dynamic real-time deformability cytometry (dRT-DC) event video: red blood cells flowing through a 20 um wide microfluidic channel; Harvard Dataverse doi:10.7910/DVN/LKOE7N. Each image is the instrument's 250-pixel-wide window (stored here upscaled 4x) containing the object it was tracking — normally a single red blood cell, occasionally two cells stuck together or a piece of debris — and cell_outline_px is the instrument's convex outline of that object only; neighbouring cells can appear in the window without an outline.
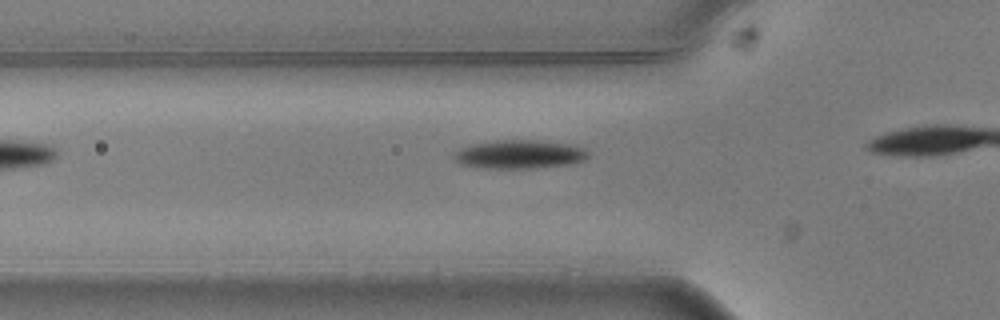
{"species": "common noctule bat (a hibernating species)", "species_latin": "Nyctalus noctula", "temperature_condition": "warm", "stored_images_in_passage": 5, "camera_frame_rate_fps": 3000, "um_per_image_px": 0.085, "animal": {"sex": "male", "body_mass_g": 20.5, "forearm_length_mm": 52.5}, "frame": {"image": 1, "passage_image": 4, "time_ms": 1.0, "image_size_px": [1000, 320], "cell_outline_px": [[588, 156], [584, 160], [572, 164], [532, 168], [484, 168], [460, 164], [452, 156], [460, 148], [476, 144], [496, 140], [536, 140], [568, 144], [584, 148], [588, 152]], "centroid_in_image_um": [44.17, 13.12], "position_along_channel_um": 81.6, "area_um2": 22.2}}